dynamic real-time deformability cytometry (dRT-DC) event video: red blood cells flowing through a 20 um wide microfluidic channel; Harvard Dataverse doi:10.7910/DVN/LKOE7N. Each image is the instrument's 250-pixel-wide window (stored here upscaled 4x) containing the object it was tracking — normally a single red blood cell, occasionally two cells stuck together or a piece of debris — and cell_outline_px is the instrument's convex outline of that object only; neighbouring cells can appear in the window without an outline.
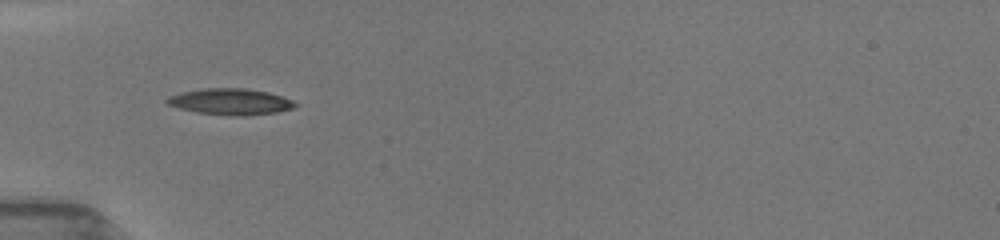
{"species": "common noctule bat (a hibernating species)", "species_latin": "Nyctalus noctula", "temperature_condition": "room temperature", "stored_images_in_passage": 22, "camera_frame_rate_fps": 3000, "um_per_image_px": 0.085, "animal": {"sex": "female", "body_mass_g": 19.5, "forearm_length_mm": 54.1}, "frame": {"image": 1, "passage_image": 2, "time_ms": 0.667, "image_size_px": [1000, 240], "cell_outline_px": [[296, 104], [292, 108], [276, 112], [240, 116], [236, 116], [196, 112], [180, 108], [168, 104], [164, 100], [168, 96], [180, 92], [204, 88], [244, 88], [268, 92], [292, 100]], "centroid_in_image_um": [19.53, 8.63], "position_along_channel_um": 65.5, "area_um2": 19.36}}
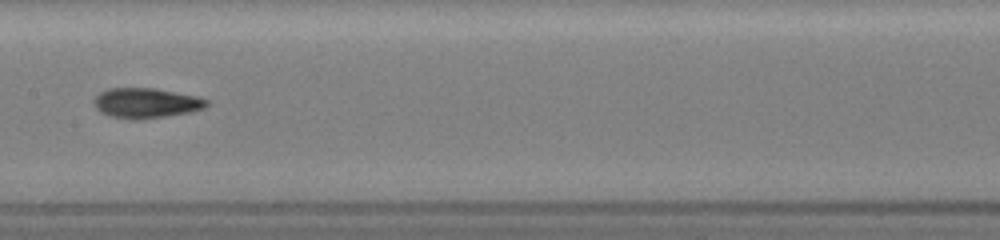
{"frame": {"image": 2, "passage_image": 8, "time_ms": 4.0, "image_size_px": [1000, 240], "cell_outline_px": [[208, 104], [204, 108], [188, 112], [164, 116], [136, 120], [132, 120], [112, 116], [100, 112], [96, 108], [92, 100], [100, 92], [108, 88], [156, 88], [196, 96], [208, 100]], "centroid_in_image_um": [12.38, 8.75], "position_along_channel_um": 195.0, "area_um2": 19.65}}
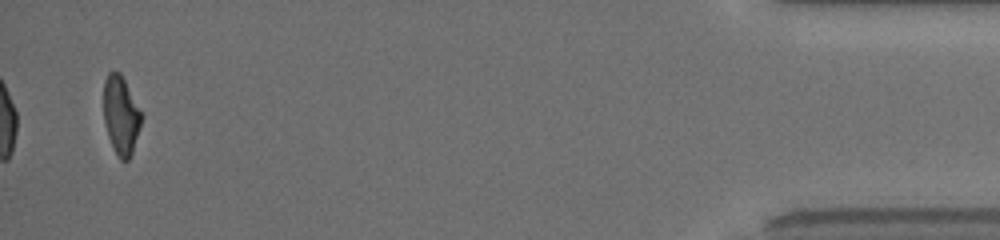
{"frame": {"image": 3, "passage_image": 22, "time_ms": 11.667, "image_size_px": [1000, 240], "cell_outline_px": [[144, 116], [132, 152], [128, 160], [120, 160], [108, 136], [104, 124], [104, 80], [108, 72], [120, 72]], "centroid_in_image_um": [10.29, 9.78], "position_along_channel_um": 424.9, "area_um2": 17.22}, "authors_computed_cell_mechanics": {"area_um2": 18.7561, "velocity_mm_per_s": 3.9782, "shape_relaxation_time_tau1_ms": 3.103, "shape_relaxation_time_tau2_ms": 1.7983, "deformation_change_tau1": 0.154, "deformation_change_tau2": 0.0875}}